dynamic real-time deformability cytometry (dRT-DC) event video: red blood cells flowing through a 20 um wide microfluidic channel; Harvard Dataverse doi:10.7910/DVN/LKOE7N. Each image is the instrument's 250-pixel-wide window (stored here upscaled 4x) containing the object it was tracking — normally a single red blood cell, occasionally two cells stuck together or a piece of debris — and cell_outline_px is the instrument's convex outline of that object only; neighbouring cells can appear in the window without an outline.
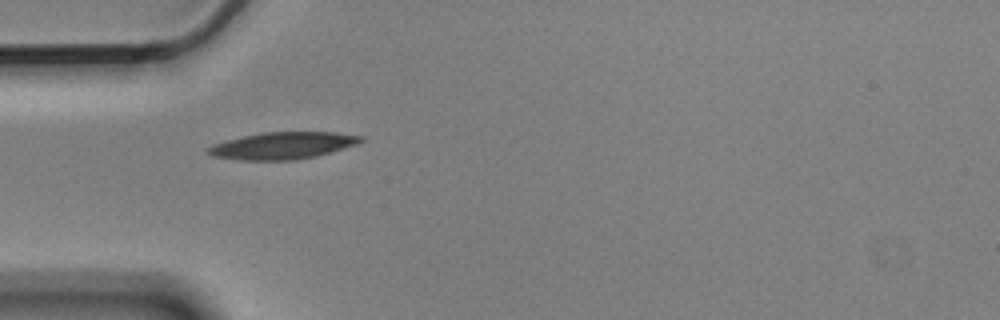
{"species": "Egyptian fruit bat (a non-hibernating species)", "species_latin": "Rousettus aegyptiacus", "temperature_condition": "cold", "stored_images_in_passage": 2, "camera_frame_rate_fps": 3000, "um_per_image_px": 0.085, "animal": {"sex": "male"}, "frame": {"image": 1, "passage_image": 1, "time_ms": 0.0, "image_size_px": [1000, 320], "cell_outline_px": [[364, 140], [356, 144], [332, 152], [316, 156], [296, 160], [240, 160], [212, 156], [204, 152], [204, 148], [212, 144], [244, 136], [264, 132], [336, 132], [364, 136]], "centroid_in_image_um": [24.0, 12.38], "position_along_channel_um": 61.0, "area_um2": 24.16}}
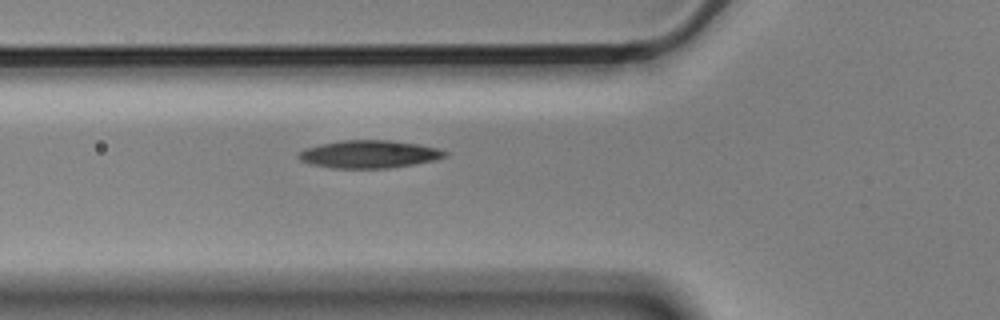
{"frame": {"image": 2, "passage_image": 2, "time_ms": 0.333, "image_size_px": [1000, 320], "cell_outline_px": [[448, 156], [436, 160], [388, 168], [332, 168], [308, 164], [300, 160], [296, 156], [304, 148], [340, 140], [392, 140], [420, 144], [440, 148], [448, 152]], "centroid_in_image_um": [31.4, 13.1], "position_along_channel_um": 94.4, "area_um2": 23.93}}